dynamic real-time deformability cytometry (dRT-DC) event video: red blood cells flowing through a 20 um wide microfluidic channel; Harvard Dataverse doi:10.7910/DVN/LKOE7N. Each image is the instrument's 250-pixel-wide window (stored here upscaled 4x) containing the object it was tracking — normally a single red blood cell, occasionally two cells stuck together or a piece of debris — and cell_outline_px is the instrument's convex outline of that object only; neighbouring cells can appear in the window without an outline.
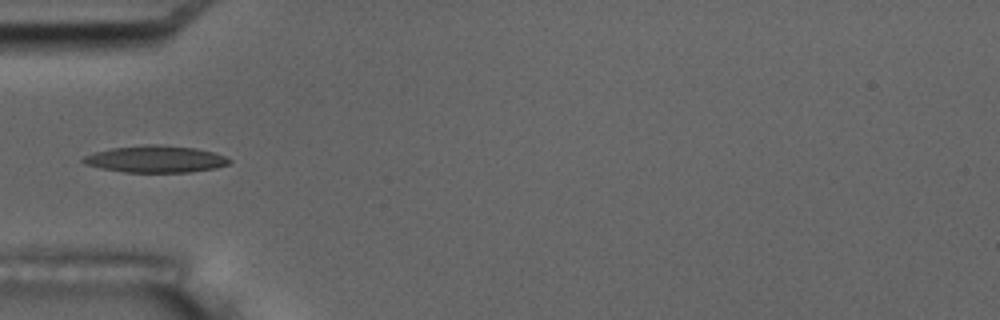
{"species": "common noctule bat (a hibernating species)", "species_latin": "Nyctalus noctula", "temperature_condition": "room temperature", "stored_images_in_passage": 4, "camera_frame_rate_fps": 3000, "um_per_image_px": 0.085, "animal": {"sex": "male", "body_mass_g": 17.5, "forearm_length_mm": 52.3}, "frame": {"image": 1, "passage_image": 2, "time_ms": 1.0, "image_size_px": [1000, 320], "cell_outline_px": [[232, 160], [228, 164], [216, 168], [192, 172], [124, 172], [100, 168], [84, 164], [80, 160], [84, 156], [96, 152], [112, 148], [148, 144], [156, 144], [196, 148], [212, 152], [224, 156]], "centroid_in_image_um": [13.22, 13.53], "position_along_channel_um": 71.8, "area_um2": 22.83}}